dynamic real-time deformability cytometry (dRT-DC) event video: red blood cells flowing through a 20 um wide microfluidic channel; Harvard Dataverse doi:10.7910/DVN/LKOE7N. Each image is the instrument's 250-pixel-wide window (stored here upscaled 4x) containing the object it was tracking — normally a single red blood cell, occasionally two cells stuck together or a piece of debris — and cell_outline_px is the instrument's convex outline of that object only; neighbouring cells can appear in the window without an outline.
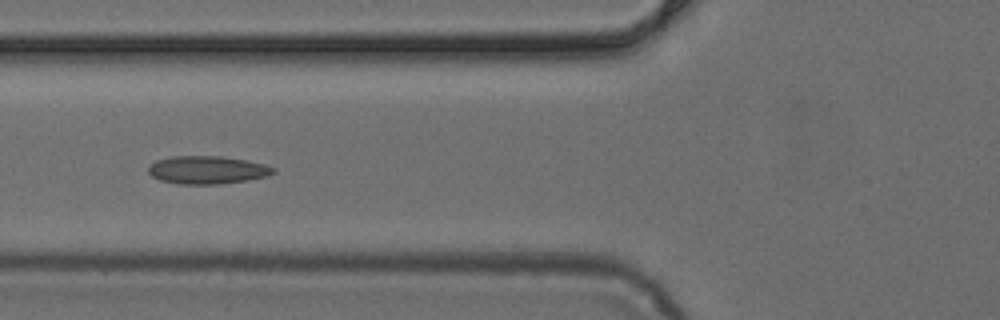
{"species": "common noctule bat (a hibernating species)", "species_latin": "Nyctalus noctula", "temperature_condition": "cold", "stored_images_in_passage": 5, "camera_frame_rate_fps": 3000, "um_per_image_px": 0.085, "animal": {"sex": "female", "body_mass_g": 24.6, "forearm_length_mm": 56.2}, "frame": {"image": 1, "passage_image": 5, "time_ms": 1.333, "image_size_px": [1000, 320], "cell_outline_px": [[276, 172], [268, 176], [248, 180], [216, 184], [180, 184], [160, 180], [152, 176], [148, 172], [148, 168], [156, 160], [172, 156], [220, 156], [248, 160], [264, 164], [276, 168]], "centroid_in_image_um": [17.65, 14.44], "position_along_channel_um": 108.2, "area_um2": 20.4}}